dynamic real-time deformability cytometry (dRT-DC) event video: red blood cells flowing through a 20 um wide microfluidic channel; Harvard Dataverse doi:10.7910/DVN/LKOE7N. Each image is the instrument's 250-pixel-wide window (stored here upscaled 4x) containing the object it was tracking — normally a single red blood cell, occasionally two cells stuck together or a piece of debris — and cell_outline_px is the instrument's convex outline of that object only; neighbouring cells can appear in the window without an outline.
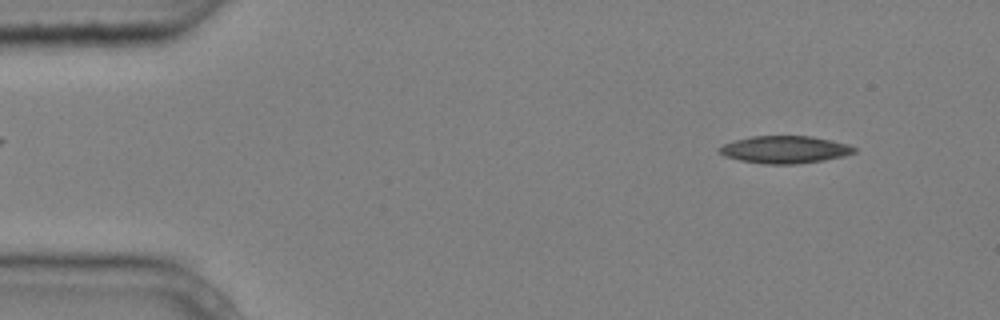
{"species": "common noctule bat (a hibernating species)", "species_latin": "Nyctalus noctula", "temperature_condition": "cold", "stored_images_in_passage": 3, "camera_frame_rate_fps": 3000, "um_per_image_px": 0.085, "animal": {"sex": "male", "body_mass_g": 20.4}, "frame": {"image": 1, "passage_image": 1, "time_ms": 0.0, "image_size_px": [1000, 320], "cell_outline_px": [[856, 152], [844, 156], [824, 160], [796, 164], [764, 164], [740, 160], [724, 156], [716, 148], [724, 144], [736, 140], [752, 136], [812, 136], [848, 144], [856, 148]], "centroid_in_image_um": [66.71, 12.71], "position_along_channel_um": 18.3, "area_um2": 21.5}}
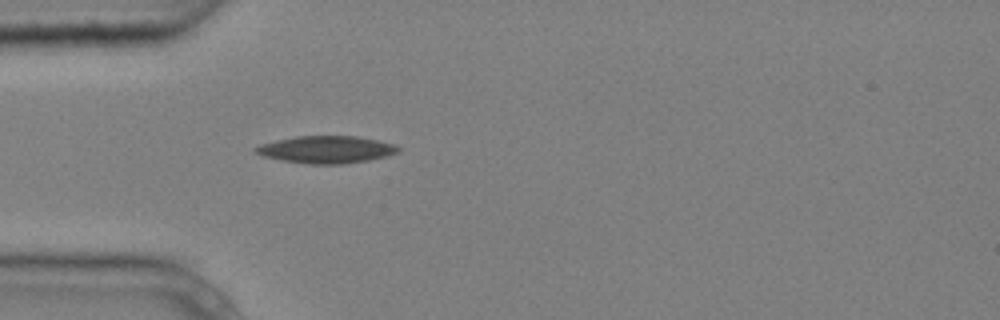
{"frame": {"image": 2, "passage_image": 3, "time_ms": 0.667, "image_size_px": [1000, 320], "cell_outline_px": [[400, 152], [388, 156], [368, 160], [340, 164], [308, 164], [284, 160], [264, 156], [252, 152], [252, 148], [260, 144], [276, 140], [296, 136], [356, 136], [396, 144], [400, 148]], "centroid_in_image_um": [27.73, 12.71], "position_along_channel_um": 57.3, "area_um2": 22.72}}